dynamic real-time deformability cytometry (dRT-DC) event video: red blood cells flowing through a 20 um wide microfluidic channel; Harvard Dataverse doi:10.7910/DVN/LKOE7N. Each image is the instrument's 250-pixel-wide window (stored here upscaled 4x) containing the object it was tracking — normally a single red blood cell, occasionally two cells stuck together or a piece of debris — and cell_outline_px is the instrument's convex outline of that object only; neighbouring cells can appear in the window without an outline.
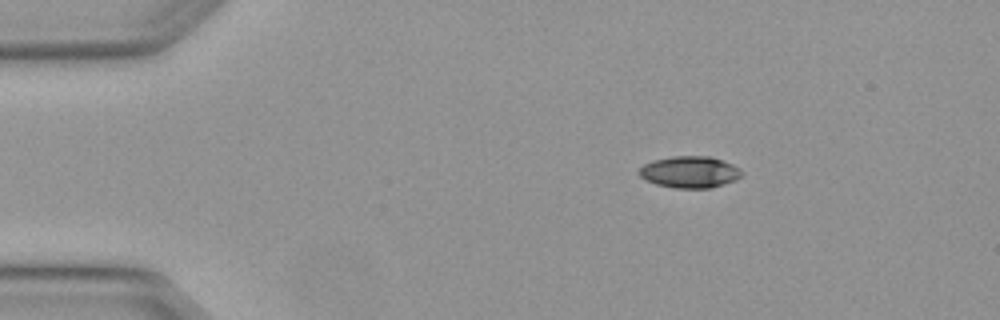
{"species": "Egyptian fruit bat (a non-hibernating species)", "species_latin": "Rousettus aegyptiacus", "temperature_condition": "warm", "stored_images_in_passage": 4, "camera_frame_rate_fps": 3000, "um_per_image_px": 0.085, "animal": {"sex": "female"}, "frame": {"image": 1, "passage_image": 2, "time_ms": 0.333, "image_size_px": [1000, 320], "cell_outline_px": [[744, 172], [736, 180], [724, 184], [708, 188], [676, 188], [656, 184], [644, 180], [636, 172], [644, 164], [652, 160], [672, 156], [708, 156], [732, 164], [740, 168]], "centroid_in_image_um": [58.6, 14.62], "position_along_channel_um": 26.4, "area_um2": 19.02}}
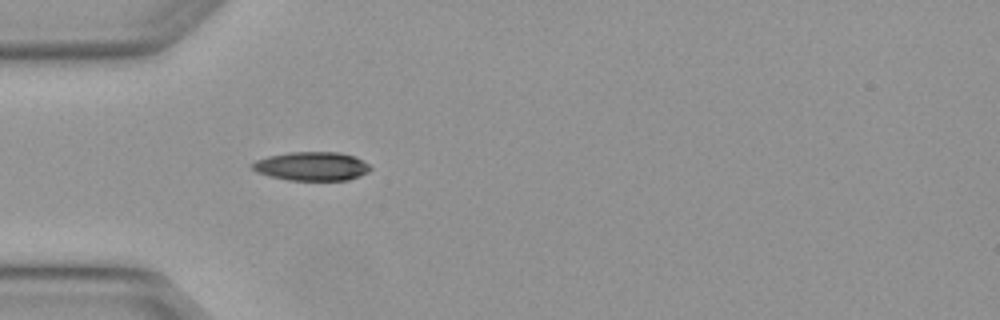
{"frame": {"image": 2, "passage_image": 4, "time_ms": 1.0, "image_size_px": [1000, 320], "cell_outline_px": [[372, 168], [368, 172], [360, 176], [348, 180], [288, 180], [256, 172], [248, 164], [256, 160], [268, 156], [288, 152], [340, 152], [352, 156], [368, 164]], "centroid_in_image_um": [26.47, 14.13], "position_along_channel_um": 58.5, "area_um2": 19.77}}